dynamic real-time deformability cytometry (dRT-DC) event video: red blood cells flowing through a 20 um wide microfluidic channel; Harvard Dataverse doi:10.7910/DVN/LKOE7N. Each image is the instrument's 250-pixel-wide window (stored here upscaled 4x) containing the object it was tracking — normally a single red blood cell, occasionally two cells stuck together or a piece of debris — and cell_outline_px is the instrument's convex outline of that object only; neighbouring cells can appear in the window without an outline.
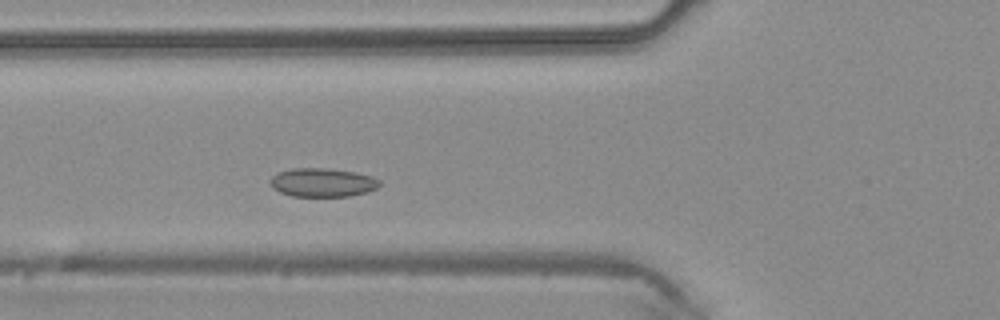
{"species": "common noctule bat (a hibernating species)", "species_latin": "Nyctalus noctula", "temperature_condition": "warm", "stored_images_in_passage": 36, "camera_frame_rate_fps": 3000, "um_per_image_px": 0.085, "animal": {"sex": "male", "body_mass_g": 20.4}, "frame": {"image": 1, "passage_image": 8, "time_ms": 2.333, "image_size_px": [1000, 320], "cell_outline_px": [[380, 184], [376, 188], [368, 192], [348, 196], [292, 196], [280, 192], [272, 188], [268, 180], [276, 172], [292, 168], [324, 168], [356, 172], [372, 176], [380, 180]], "centroid_in_image_um": [27.38, 15.5], "position_along_channel_um": 98.4, "area_um2": 18.44}}
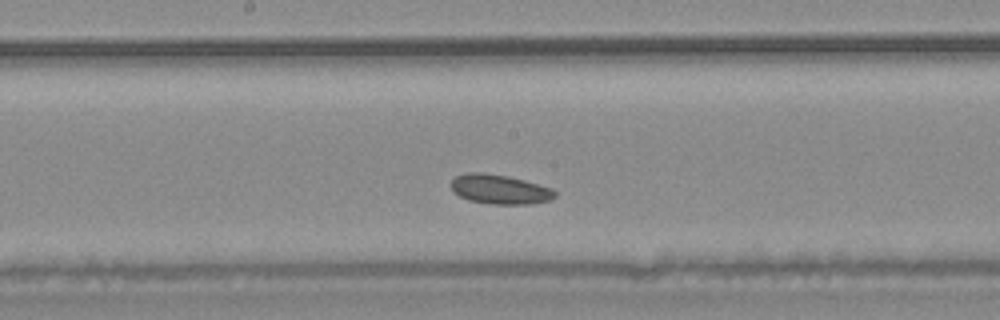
{"frame": {"image": 2, "passage_image": 15, "time_ms": 4.667, "image_size_px": [1000, 320], "cell_outline_px": [[556, 196], [552, 200], [528, 204], [488, 204], [468, 200], [452, 192], [452, 180], [456, 176], [468, 172], [484, 172], [508, 176], [524, 180], [552, 188], [556, 192]], "centroid_in_image_um": [42.48, 16.09], "position_along_channel_um": 205.7, "area_um2": 17.98}}
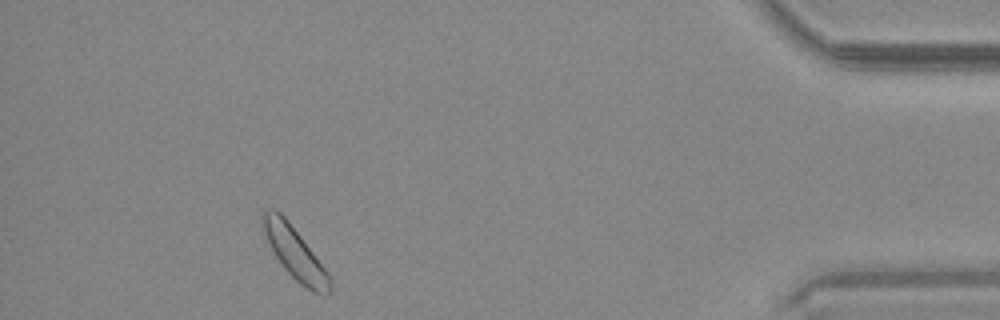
{"frame": {"image": 3, "passage_image": 32, "time_ms": 10.333, "image_size_px": [1000, 320], "cell_outline_px": [[332, 292], [328, 296], [312, 292], [300, 284], [284, 268], [276, 256], [260, 228], [260, 216], [264, 208], [276, 208], [288, 220], [328, 272], [332, 280]], "centroid_in_image_um": [25.04, 21.48], "position_along_channel_um": 410.2, "area_um2": 20.69}}